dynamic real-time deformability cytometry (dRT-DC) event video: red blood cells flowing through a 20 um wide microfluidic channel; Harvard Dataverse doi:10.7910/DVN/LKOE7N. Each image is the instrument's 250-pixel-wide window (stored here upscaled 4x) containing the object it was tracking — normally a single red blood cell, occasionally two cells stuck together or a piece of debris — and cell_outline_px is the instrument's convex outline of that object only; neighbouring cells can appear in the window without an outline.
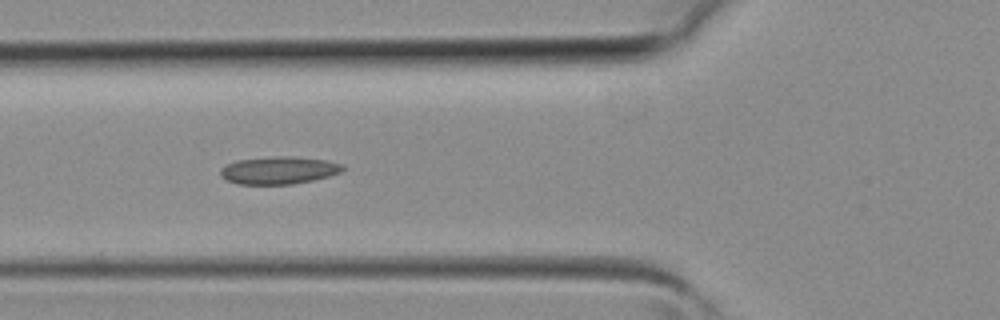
{"species": "common noctule bat (a hibernating species)", "species_latin": "Nyctalus noctula", "temperature_condition": "room temperature", "stored_images_in_passage": 31, "camera_frame_rate_fps": 3000, "um_per_image_px": 0.085, "animal": {"sex": "female", "body_mass_g": 19.3, "forearm_length_mm": 54.1}, "frame": {"image": 1, "passage_image": 6, "time_ms": 1.667, "image_size_px": [1000, 320], "cell_outline_px": [[344, 168], [340, 172], [328, 176], [312, 180], [292, 184], [236, 184], [220, 176], [220, 168], [236, 160], [280, 156], [288, 156], [324, 160], [344, 164]], "centroid_in_image_um": [23.67, 14.48], "position_along_channel_um": 102.1, "area_um2": 19.42}}
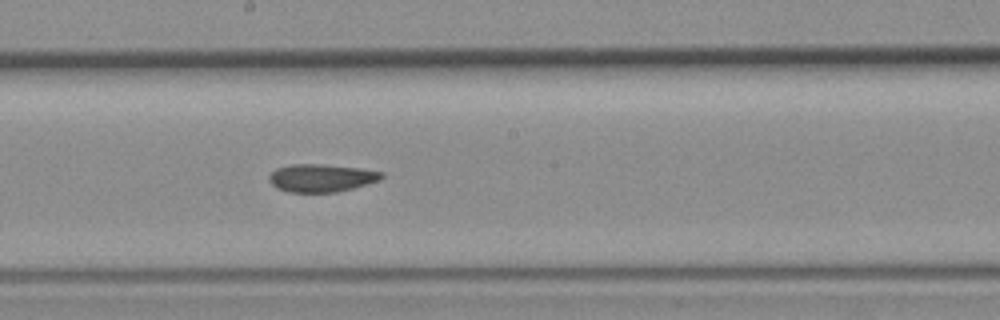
{"frame": {"image": 2, "passage_image": 13, "time_ms": 4.0, "image_size_px": [1000, 320], "cell_outline_px": [[384, 176], [380, 180], [352, 188], [336, 192], [288, 192], [276, 188], [268, 180], [268, 176], [276, 168], [292, 164], [320, 164], [360, 168], [384, 172]], "centroid_in_image_um": [27.3, 15.12], "position_along_channel_um": 220.9, "area_um2": 18.26}}
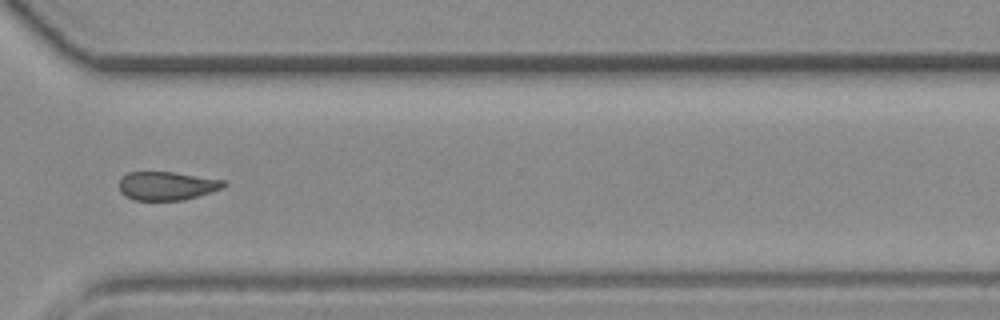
{"frame": {"image": 3, "passage_image": 21, "time_ms": 6.667, "image_size_px": [1000, 320], "cell_outline_px": [[228, 184], [220, 188], [184, 200], [132, 200], [124, 196], [120, 192], [120, 180], [128, 172], [172, 172], [224, 180]], "centroid_in_image_um": [14.14, 15.8], "position_along_channel_um": 356.5, "area_um2": 17.17}}